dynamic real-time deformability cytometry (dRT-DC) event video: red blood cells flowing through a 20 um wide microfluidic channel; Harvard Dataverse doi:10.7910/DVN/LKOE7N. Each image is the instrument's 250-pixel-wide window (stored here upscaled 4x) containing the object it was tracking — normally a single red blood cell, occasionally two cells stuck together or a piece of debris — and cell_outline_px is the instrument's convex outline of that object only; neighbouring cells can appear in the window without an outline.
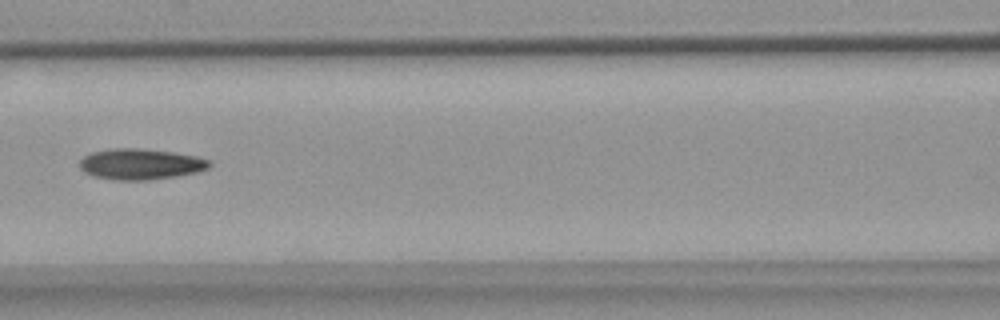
{"species": "common noctule bat (a hibernating species)", "species_latin": "Nyctalus noctula", "temperature_condition": "warm", "stored_images_in_passage": 3, "camera_frame_rate_fps": 3000, "um_per_image_px": 0.085, "animal": {"sex": "female", "body_mass_g": 18.4}, "frame": {"image": 1, "passage_image": 3, "time_ms": 2.333, "image_size_px": [1000, 320], "cell_outline_px": [[212, 164], [208, 168], [196, 172], [176, 176], [148, 180], [112, 180], [92, 176], [84, 172], [80, 168], [80, 160], [84, 156], [92, 152], [108, 148], [140, 148], [172, 152], [196, 156], [208, 160]], "centroid_in_image_um": [11.9, 13.95], "position_along_channel_um": 154.7, "area_um2": 23.41}}